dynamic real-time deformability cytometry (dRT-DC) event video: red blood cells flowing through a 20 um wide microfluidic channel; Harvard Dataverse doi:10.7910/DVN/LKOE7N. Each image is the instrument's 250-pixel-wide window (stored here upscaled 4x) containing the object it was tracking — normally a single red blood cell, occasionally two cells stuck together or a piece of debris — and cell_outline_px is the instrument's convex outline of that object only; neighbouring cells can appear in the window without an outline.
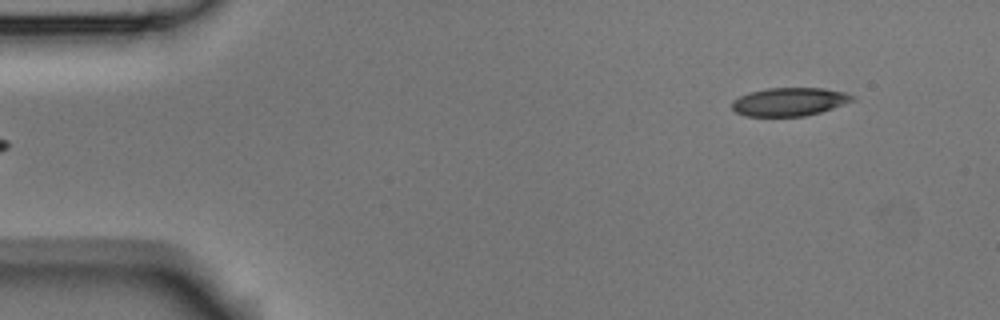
{"species": "Egyptian fruit bat (a non-hibernating species)", "species_latin": "Rousettus aegyptiacus", "temperature_condition": "room temperature", "stored_images_in_passage": 6, "segment_of_instrument_passage": [2, 2], "camera_frame_rate_fps": 3000, "um_per_image_px": 0.085, "animal": {"sex": "male"}, "frame": {"image": 1, "passage_image": 6, "time_ms": 1.667, "image_size_px": [1000, 320], "cell_outline_px": [[856, 100], [820, 112], [804, 116], [744, 116], [736, 112], [732, 108], [732, 100], [748, 92], [768, 88], [824, 88], [844, 92], [856, 96]], "centroid_in_image_um": [67.1, 8.64], "position_along_channel_um": 17.9, "area_um2": 19.94}}